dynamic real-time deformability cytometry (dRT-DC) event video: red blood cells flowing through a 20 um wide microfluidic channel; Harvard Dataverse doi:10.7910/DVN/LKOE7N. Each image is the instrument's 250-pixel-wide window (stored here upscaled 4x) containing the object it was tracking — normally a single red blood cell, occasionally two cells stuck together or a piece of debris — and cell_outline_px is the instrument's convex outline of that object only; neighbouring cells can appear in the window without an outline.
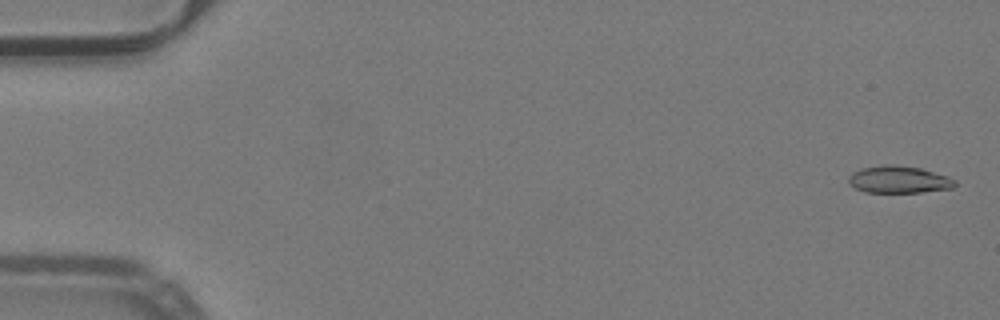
{"species": "common noctule bat (a hibernating species)", "species_latin": "Nyctalus noctula", "temperature_condition": "warm", "stored_images_in_passage": 7, "camera_frame_rate_fps": 3000, "um_per_image_px": 0.085, "animal": {"sex": "male", "body_mass_g": 19.2, "forearm_length_mm": 51.8}, "frame": {"image": 1, "passage_image": 2, "time_ms": 0.333, "image_size_px": [1000, 320], "cell_outline_px": [[956, 184], [952, 188], [920, 192], [864, 192], [856, 188], [848, 180], [848, 176], [852, 172], [860, 168], [884, 164], [896, 164], [920, 168], [948, 176], [956, 180]], "centroid_in_image_um": [76.39, 15.24], "position_along_channel_um": 8.6, "area_um2": 16.88}}